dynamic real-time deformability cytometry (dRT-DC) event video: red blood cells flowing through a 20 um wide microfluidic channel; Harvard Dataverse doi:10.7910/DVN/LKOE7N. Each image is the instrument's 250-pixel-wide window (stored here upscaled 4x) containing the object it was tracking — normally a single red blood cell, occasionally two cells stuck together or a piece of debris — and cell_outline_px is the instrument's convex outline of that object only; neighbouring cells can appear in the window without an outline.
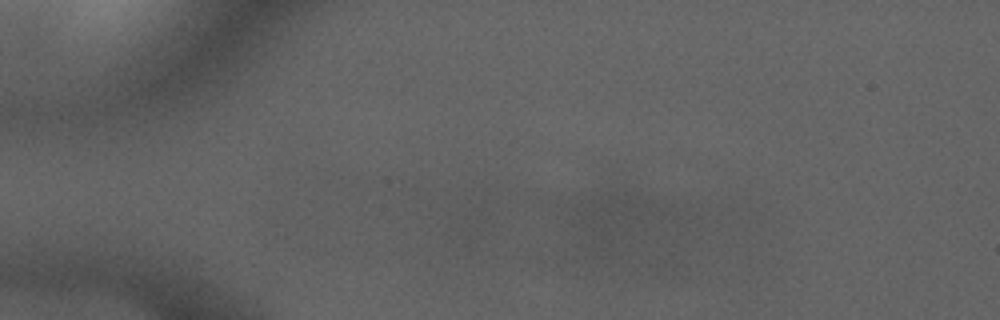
{"species": "common noctule bat (a hibernating species)", "species_latin": "Nyctalus noctula", "temperature_condition": "cold", "stored_images_in_passage": 4, "camera_frame_rate_fps": 3000, "um_per_image_px": 0.085, "animal": {"sex": "male", "forearm_length_mm": 52.5}, "frame": {"image": 1, "passage_image": 3, "time_ms": 2.333, "image_size_px": [1000, 320], "cell_outline_px": [[496, 216], [488, 232], [476, 252], [468, 252], [448, 244], [440, 232], [448, 216], [468, 200], [484, 188], [488, 188]], "centroid_in_image_um": [39.96, 18.92], "position_along_channel_um": 45.0, "area_um2": 15.55}}